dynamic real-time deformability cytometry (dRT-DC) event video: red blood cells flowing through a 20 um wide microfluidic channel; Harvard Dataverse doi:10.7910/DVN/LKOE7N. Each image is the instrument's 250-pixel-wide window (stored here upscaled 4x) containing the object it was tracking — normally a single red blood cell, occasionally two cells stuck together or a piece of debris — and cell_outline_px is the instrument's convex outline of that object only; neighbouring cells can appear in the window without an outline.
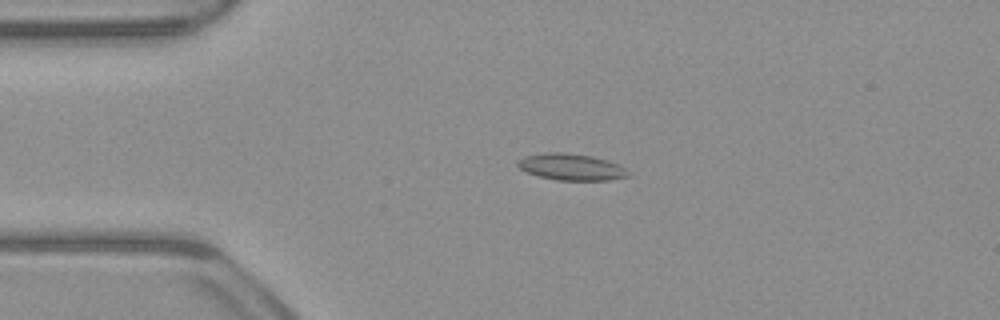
{"species": "common noctule bat (a hibernating species)", "species_latin": "Nyctalus noctula", "temperature_condition": "warm", "stored_images_in_passage": 53, "camera_frame_rate_fps": 3000, "um_per_image_px": 0.085, "animal": {"sex": "male", "body_mass_g": 23.1, "forearm_length_mm": 52.7}, "frame": {"image": 1, "passage_image": 12, "time_ms": 3.667, "image_size_px": [1000, 320], "cell_outline_px": [[628, 176], [612, 180], [556, 180], [540, 176], [528, 172], [520, 168], [516, 164], [516, 160], [524, 156], [548, 152], [560, 152], [592, 156], [608, 160], [620, 164], [628, 172]], "centroid_in_image_um": [48.55, 14.19], "position_along_channel_um": 36.4, "area_um2": 17.05}}
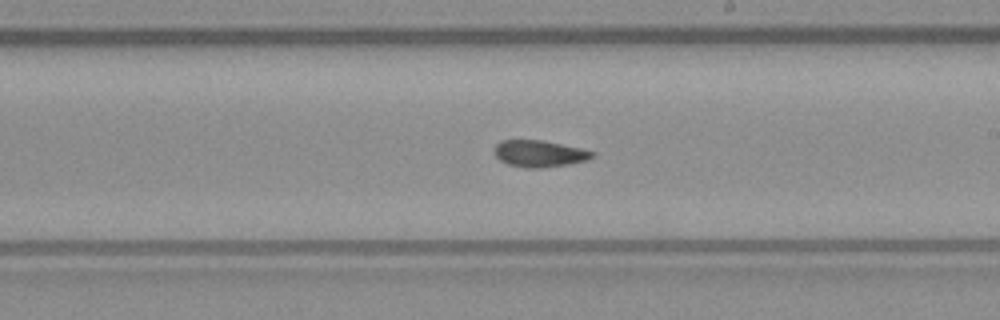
{"frame": {"image": 2, "passage_image": 30, "time_ms": 9.667, "image_size_px": [1000, 320], "cell_outline_px": [[596, 152], [588, 160], [568, 164], [540, 168], [528, 168], [508, 164], [500, 160], [492, 152], [492, 148], [500, 140], [544, 140], [580, 148]], "centroid_in_image_um": [45.8, 13.05], "position_along_channel_um": 243.2, "area_um2": 15.32}}
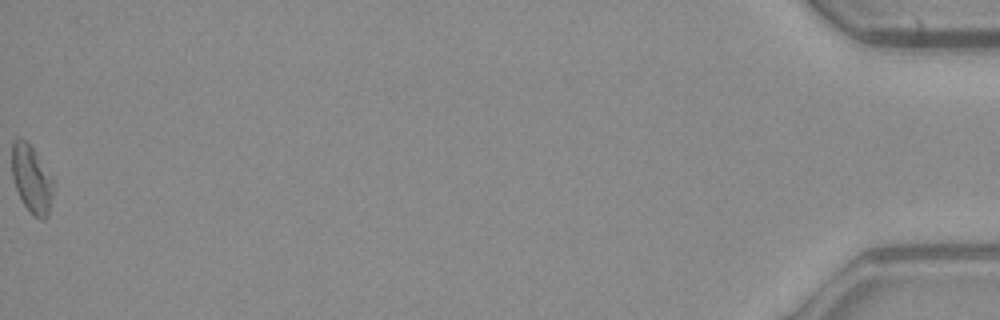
{"frame": {"image": 3, "passage_image": 53, "time_ms": 17.333, "image_size_px": [1000, 320], "cell_outline_px": [[52, 196], [48, 216], [44, 220], [40, 220], [32, 216], [24, 204], [16, 188], [12, 176], [12, 140], [28, 140], [52, 176]], "centroid_in_image_um": [2.69, 15.23], "position_along_channel_um": 432.5, "area_um2": 16.36}, "authors_computed_cell_mechanics": {"area_um2": 15.8372, "velocity_mm_per_s": 3.9576, "shape_relaxation_time_tau1_ms": null, "shape_relaxation_time_tau2_ms": 3.0385, "deformation_change_tau1": null, "deformation_change_tau2": 0.089}}